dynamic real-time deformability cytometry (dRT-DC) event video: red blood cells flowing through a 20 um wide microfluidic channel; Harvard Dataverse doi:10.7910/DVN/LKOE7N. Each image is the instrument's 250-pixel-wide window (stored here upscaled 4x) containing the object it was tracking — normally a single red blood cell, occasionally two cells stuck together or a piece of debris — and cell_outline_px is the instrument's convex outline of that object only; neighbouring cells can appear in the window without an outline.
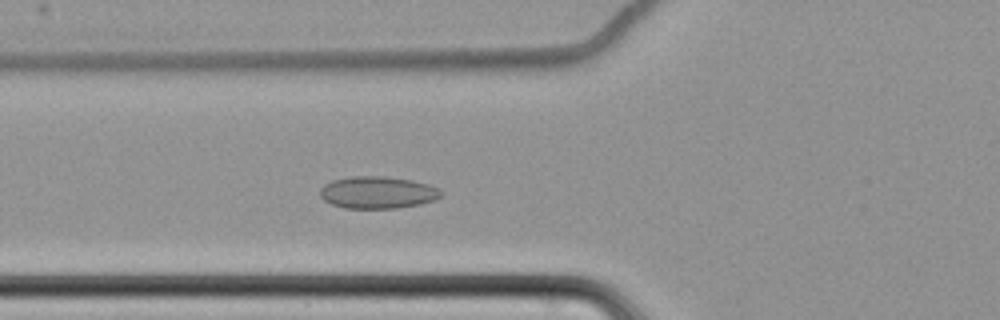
{"species": "common noctule bat (a hibernating species)", "species_latin": "Nyctalus noctula", "temperature_condition": "cold", "stored_images_in_passage": 45, "camera_frame_rate_fps": 3000, "um_per_image_px": 0.085, "animal": {"sex": "female", "body_mass_g": 22.7, "forearm_length_mm": 54.2}, "frame": {"image": 1, "passage_image": 8, "time_ms": 2.333, "image_size_px": [1000, 320], "cell_outline_px": [[444, 192], [436, 200], [420, 204], [396, 208], [344, 208], [332, 204], [324, 200], [320, 196], [320, 188], [324, 184], [332, 180], [352, 176], [384, 176], [412, 180], [428, 184], [440, 188]], "centroid_in_image_um": [32.11, 16.35], "position_along_channel_um": 93.7, "area_um2": 22.83}}
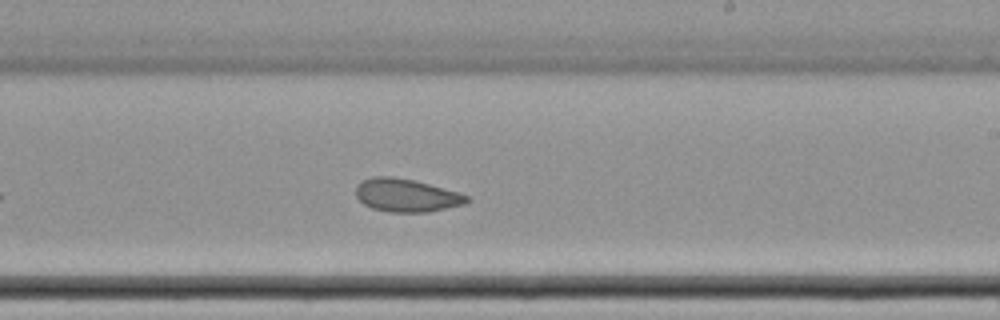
{"frame": {"image": 2, "passage_image": 22, "time_ms": 7.0, "image_size_px": [1000, 320], "cell_outline_px": [[472, 200], [464, 204], [428, 212], [388, 212], [372, 208], [364, 204], [356, 196], [356, 184], [360, 180], [372, 176], [392, 176], [412, 180], [460, 192], [468, 196]], "centroid_in_image_um": [34.52, 16.59], "position_along_channel_um": 254.5, "area_um2": 21.5}}
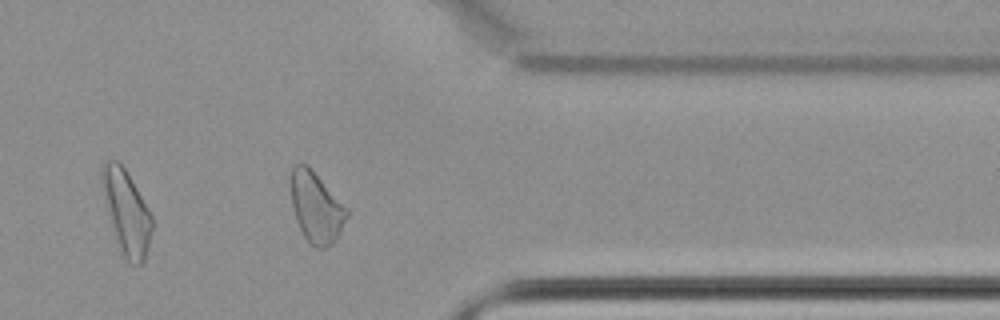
{"frame": {"image": 3, "passage_image": 34, "time_ms": 11.0, "image_size_px": [1000, 320], "cell_outline_px": [[348, 216], [336, 240], [332, 244], [324, 248], [316, 248], [308, 244], [296, 220], [292, 204], [288, 176], [288, 172], [292, 164], [308, 164], [348, 208]], "centroid_in_image_um": [26.84, 17.58], "position_along_channel_um": 384.6, "area_um2": 23.7}, "authors_computed_cell_mechanics": {"area_um2": 21.8484, "velocity_mm_per_s": 3.4524, "shape_relaxation_time_tau1_ms": null, "shape_relaxation_time_tau2_ms": 4.3878, "deformation_change_tau1": null, "deformation_change_tau2": 0.0686}}